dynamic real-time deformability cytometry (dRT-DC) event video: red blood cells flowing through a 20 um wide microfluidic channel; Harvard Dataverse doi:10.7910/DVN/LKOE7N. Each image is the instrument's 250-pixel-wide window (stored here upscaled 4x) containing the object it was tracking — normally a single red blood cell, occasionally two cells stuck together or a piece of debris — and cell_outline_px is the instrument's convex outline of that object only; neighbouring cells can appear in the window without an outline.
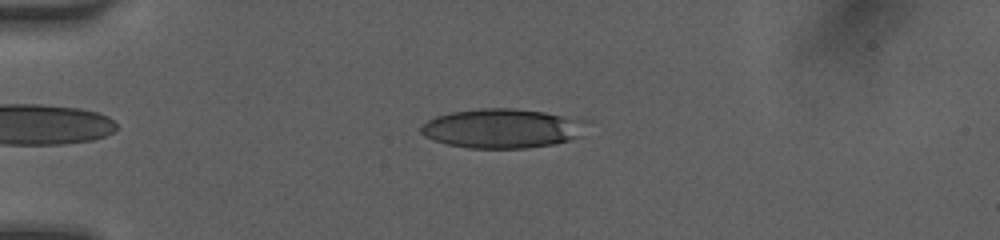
{"species": "human", "species_latin": "Homo sapiens", "temperature_condition": "room temperature", "stored_images_in_passage": 48, "camera_frame_rate_fps": 3000, "um_per_image_px": 0.085, "donor": {"sex": "female"}, "frame": {"image": 1, "passage_image": 11, "time_ms": 2.667, "image_size_px": [1000, 240], "cell_outline_px": [[576, 136], [568, 140], [556, 144], [524, 148], [468, 148], [448, 144], [432, 140], [424, 136], [420, 132], [420, 128], [428, 120], [436, 116], [452, 112], [480, 108], [512, 108], [544, 112], [560, 116], [568, 120]], "centroid_in_image_um": [42.35, 10.93], "position_along_channel_um": 42.7, "area_um2": 36.07}}
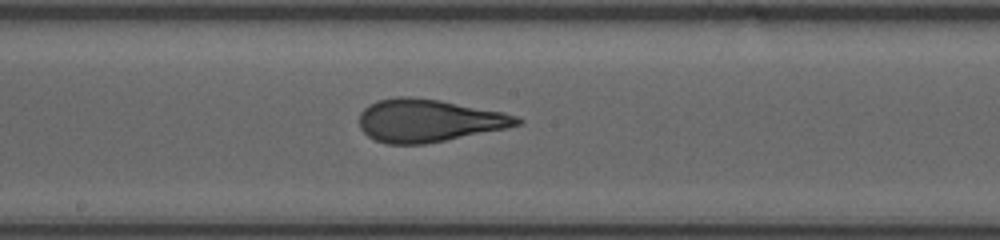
{"frame": {"image": 2, "passage_image": 28, "time_ms": 7.667, "image_size_px": [1000, 240], "cell_outline_px": [[524, 120], [520, 124], [508, 128], [424, 144], [388, 144], [376, 140], [368, 136], [360, 128], [360, 112], [368, 104], [376, 100], [396, 96], [408, 96], [440, 100], [500, 112], [516, 116]], "centroid_in_image_um": [36.39, 10.24], "position_along_channel_um": 211.8, "area_um2": 39.13}}
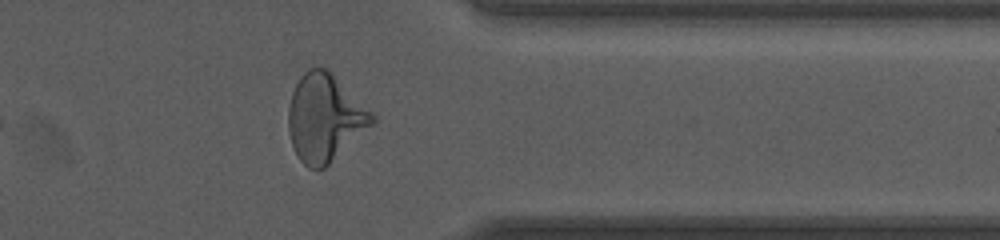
{"frame": {"image": 3, "passage_image": 43, "time_ms": 12.0, "image_size_px": [1000, 240], "cell_outline_px": [[376, 124], [324, 168], [308, 168], [300, 160], [292, 144], [288, 132], [288, 108], [292, 92], [300, 76], [308, 68], [324, 68], [372, 112], [376, 116]], "centroid_in_image_um": [27.61, 10.06], "position_along_channel_um": 383.8, "area_um2": 42.25}, "authors_computed_cell_mechanics": {"area_um2": 38.4948, "velocity_mm_per_s": 4.1202, "shape_relaxation_time_tau1_ms": 4.9288, "shape_relaxation_time_tau2_ms": 0.8287, "deformation_change_tau1": 0.2018, "deformation_change_tau2": 0.0993}}